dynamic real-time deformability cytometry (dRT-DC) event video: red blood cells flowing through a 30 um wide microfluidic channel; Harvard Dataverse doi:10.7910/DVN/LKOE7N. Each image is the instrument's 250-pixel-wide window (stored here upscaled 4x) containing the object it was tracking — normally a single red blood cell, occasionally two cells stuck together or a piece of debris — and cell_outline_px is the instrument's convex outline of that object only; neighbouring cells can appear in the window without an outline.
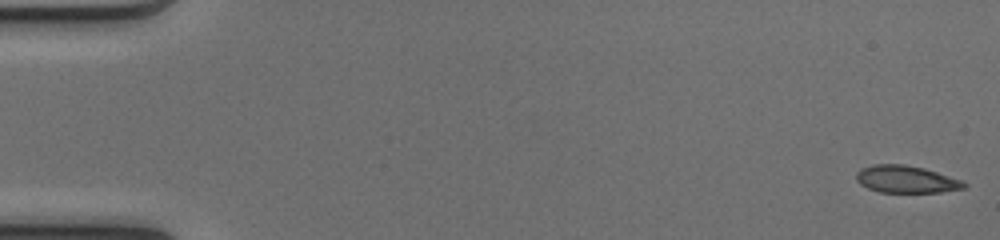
{"species": "common noctule bat (a hibernating species)", "species_latin": "Nyctalus noctula", "temperature_condition": "cold", "stored_images_in_passage": 50, "camera_frame_rate_fps": 3000, "um_per_image_px": 0.085, "animal": {"sex": "female", "body_mass_g": 17.0, "forearm_length_mm": 48.0}, "frame": {"image": 1, "passage_image": 1, "time_ms": 0.0, "image_size_px": [1000, 240], "cell_outline_px": [[968, 184], [964, 188], [940, 192], [880, 192], [868, 188], [860, 184], [856, 180], [856, 172], [860, 168], [872, 164], [904, 164], [924, 168], [960, 180]], "centroid_in_image_um": [76.97, 15.23], "position_along_channel_um": 8.0, "area_um2": 17.05}}
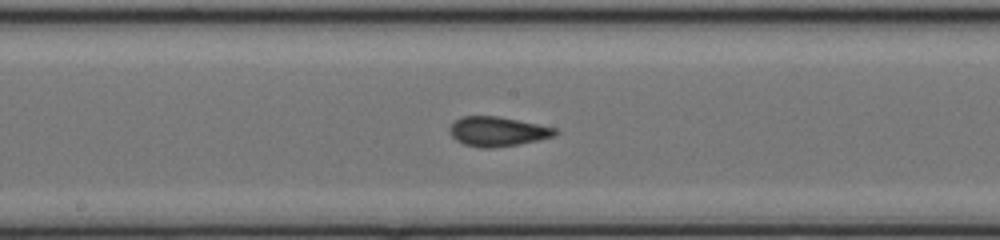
{"frame": {"image": 2, "passage_image": 27, "time_ms": 8.667, "image_size_px": [1000, 240], "cell_outline_px": [[560, 132], [556, 136], [540, 140], [492, 148], [480, 148], [464, 144], [456, 140], [452, 136], [448, 128], [460, 116], [496, 116], [556, 128]], "centroid_in_image_um": [42.29, 11.18], "position_along_channel_um": 205.9, "area_um2": 18.09}}
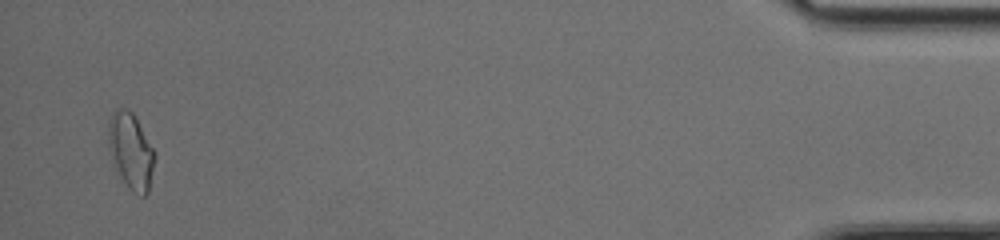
{"frame": {"image": 3, "passage_image": 49, "time_ms": 16.0, "image_size_px": [1000, 240], "cell_outline_px": [[156, 156], [148, 192], [144, 196], [140, 196], [132, 192], [128, 188], [112, 164], [108, 144], [108, 124], [112, 112], [116, 108], [128, 108], [136, 116], [156, 152]], "centroid_in_image_um": [11.13, 12.82], "position_along_channel_um": 424.1, "area_um2": 21.04}, "authors_computed_cell_mechanics": {"area_um2": 17.6868, "velocity_mm_per_s": 4.1344, "shape_relaxation_time_tau1_ms": null, "shape_relaxation_time_tau2_ms": 1.1003, "deformation_change_tau1": null, "deformation_change_tau2": 0.0602}}